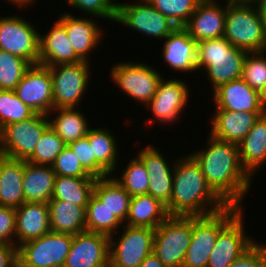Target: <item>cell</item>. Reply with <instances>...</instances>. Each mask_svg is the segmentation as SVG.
Returning <instances> with one entry per match:
<instances>
[{
  "label": "cell",
  "mask_w": 266,
  "mask_h": 267,
  "mask_svg": "<svg viewBox=\"0 0 266 267\" xmlns=\"http://www.w3.org/2000/svg\"><path fill=\"white\" fill-rule=\"evenodd\" d=\"M207 147L190 155L200 165L208 185L228 205L241 207L252 178L243 169L237 144L210 135ZM209 145V147H208Z\"/></svg>",
  "instance_id": "6da1fadb"
},
{
  "label": "cell",
  "mask_w": 266,
  "mask_h": 267,
  "mask_svg": "<svg viewBox=\"0 0 266 267\" xmlns=\"http://www.w3.org/2000/svg\"><path fill=\"white\" fill-rule=\"evenodd\" d=\"M185 157L173 162L172 195L168 215L208 216L228 207L208 185L196 160L191 155Z\"/></svg>",
  "instance_id": "7a4b0ae2"
},
{
  "label": "cell",
  "mask_w": 266,
  "mask_h": 267,
  "mask_svg": "<svg viewBox=\"0 0 266 267\" xmlns=\"http://www.w3.org/2000/svg\"><path fill=\"white\" fill-rule=\"evenodd\" d=\"M225 6L224 38L248 53L266 52V35L256 2L228 0Z\"/></svg>",
  "instance_id": "3957f363"
},
{
  "label": "cell",
  "mask_w": 266,
  "mask_h": 267,
  "mask_svg": "<svg viewBox=\"0 0 266 267\" xmlns=\"http://www.w3.org/2000/svg\"><path fill=\"white\" fill-rule=\"evenodd\" d=\"M248 52L232 46L224 36L197 43L196 68L208 73L213 92L221 85L242 77Z\"/></svg>",
  "instance_id": "277c9868"
},
{
  "label": "cell",
  "mask_w": 266,
  "mask_h": 267,
  "mask_svg": "<svg viewBox=\"0 0 266 267\" xmlns=\"http://www.w3.org/2000/svg\"><path fill=\"white\" fill-rule=\"evenodd\" d=\"M241 210L242 208L238 206H228L224 210L212 215L193 216L192 238L182 267H207L219 232Z\"/></svg>",
  "instance_id": "5b68a950"
},
{
  "label": "cell",
  "mask_w": 266,
  "mask_h": 267,
  "mask_svg": "<svg viewBox=\"0 0 266 267\" xmlns=\"http://www.w3.org/2000/svg\"><path fill=\"white\" fill-rule=\"evenodd\" d=\"M192 232L193 216H169L155 229L153 253L165 267H182Z\"/></svg>",
  "instance_id": "8992f818"
},
{
  "label": "cell",
  "mask_w": 266,
  "mask_h": 267,
  "mask_svg": "<svg viewBox=\"0 0 266 267\" xmlns=\"http://www.w3.org/2000/svg\"><path fill=\"white\" fill-rule=\"evenodd\" d=\"M47 117L48 115L36 113L27 120L4 126L0 130V154L26 161L33 154L43 132L49 127Z\"/></svg>",
  "instance_id": "52a82bcc"
},
{
  "label": "cell",
  "mask_w": 266,
  "mask_h": 267,
  "mask_svg": "<svg viewBox=\"0 0 266 267\" xmlns=\"http://www.w3.org/2000/svg\"><path fill=\"white\" fill-rule=\"evenodd\" d=\"M73 235L49 231L18 247V262L23 267H64Z\"/></svg>",
  "instance_id": "ba28073f"
},
{
  "label": "cell",
  "mask_w": 266,
  "mask_h": 267,
  "mask_svg": "<svg viewBox=\"0 0 266 267\" xmlns=\"http://www.w3.org/2000/svg\"><path fill=\"white\" fill-rule=\"evenodd\" d=\"M119 241L109 236V264L113 267H139L146 257L153 252L155 229L148 227L127 226Z\"/></svg>",
  "instance_id": "9c48e42d"
},
{
  "label": "cell",
  "mask_w": 266,
  "mask_h": 267,
  "mask_svg": "<svg viewBox=\"0 0 266 267\" xmlns=\"http://www.w3.org/2000/svg\"><path fill=\"white\" fill-rule=\"evenodd\" d=\"M52 76L54 108H75L89 82V63L58 64L48 67Z\"/></svg>",
  "instance_id": "30bf717a"
},
{
  "label": "cell",
  "mask_w": 266,
  "mask_h": 267,
  "mask_svg": "<svg viewBox=\"0 0 266 267\" xmlns=\"http://www.w3.org/2000/svg\"><path fill=\"white\" fill-rule=\"evenodd\" d=\"M157 71L145 63L123 62L112 67L110 76L128 97L147 105L154 97L157 85L163 77Z\"/></svg>",
  "instance_id": "8fae6325"
},
{
  "label": "cell",
  "mask_w": 266,
  "mask_h": 267,
  "mask_svg": "<svg viewBox=\"0 0 266 267\" xmlns=\"http://www.w3.org/2000/svg\"><path fill=\"white\" fill-rule=\"evenodd\" d=\"M40 34L22 17L0 18V50L20 56L31 65L39 64Z\"/></svg>",
  "instance_id": "7c38bea8"
},
{
  "label": "cell",
  "mask_w": 266,
  "mask_h": 267,
  "mask_svg": "<svg viewBox=\"0 0 266 267\" xmlns=\"http://www.w3.org/2000/svg\"><path fill=\"white\" fill-rule=\"evenodd\" d=\"M115 22L158 39H165L177 28L169 18L162 15L147 0H138V4L118 2Z\"/></svg>",
  "instance_id": "4fadbf2b"
},
{
  "label": "cell",
  "mask_w": 266,
  "mask_h": 267,
  "mask_svg": "<svg viewBox=\"0 0 266 267\" xmlns=\"http://www.w3.org/2000/svg\"><path fill=\"white\" fill-rule=\"evenodd\" d=\"M14 91L36 113L50 116L54 109L52 76L46 66L31 65Z\"/></svg>",
  "instance_id": "5bb4252c"
},
{
  "label": "cell",
  "mask_w": 266,
  "mask_h": 267,
  "mask_svg": "<svg viewBox=\"0 0 266 267\" xmlns=\"http://www.w3.org/2000/svg\"><path fill=\"white\" fill-rule=\"evenodd\" d=\"M242 210L219 232L207 267H229L255 241L243 229Z\"/></svg>",
  "instance_id": "9a60e30c"
},
{
  "label": "cell",
  "mask_w": 266,
  "mask_h": 267,
  "mask_svg": "<svg viewBox=\"0 0 266 267\" xmlns=\"http://www.w3.org/2000/svg\"><path fill=\"white\" fill-rule=\"evenodd\" d=\"M109 256L108 235L83 231L73 236L64 267H107Z\"/></svg>",
  "instance_id": "2e32d148"
},
{
  "label": "cell",
  "mask_w": 266,
  "mask_h": 267,
  "mask_svg": "<svg viewBox=\"0 0 266 267\" xmlns=\"http://www.w3.org/2000/svg\"><path fill=\"white\" fill-rule=\"evenodd\" d=\"M188 85L176 78L159 81L154 97L146 105L151 110L158 123H173L180 117L186 107L189 93ZM149 106V107H148Z\"/></svg>",
  "instance_id": "e0dca14e"
},
{
  "label": "cell",
  "mask_w": 266,
  "mask_h": 267,
  "mask_svg": "<svg viewBox=\"0 0 266 267\" xmlns=\"http://www.w3.org/2000/svg\"><path fill=\"white\" fill-rule=\"evenodd\" d=\"M226 7L217 0H201L183 28L198 43L224 36Z\"/></svg>",
  "instance_id": "ac0fdd59"
},
{
  "label": "cell",
  "mask_w": 266,
  "mask_h": 267,
  "mask_svg": "<svg viewBox=\"0 0 266 267\" xmlns=\"http://www.w3.org/2000/svg\"><path fill=\"white\" fill-rule=\"evenodd\" d=\"M157 150L155 147L148 145L137 156L142 160L148 171L149 187L147 194L164 204L167 212H169L174 165L170 167L160 150Z\"/></svg>",
  "instance_id": "d6986e66"
},
{
  "label": "cell",
  "mask_w": 266,
  "mask_h": 267,
  "mask_svg": "<svg viewBox=\"0 0 266 267\" xmlns=\"http://www.w3.org/2000/svg\"><path fill=\"white\" fill-rule=\"evenodd\" d=\"M211 119V136L229 143L239 144L264 112H239L216 109Z\"/></svg>",
  "instance_id": "ffe728a7"
},
{
  "label": "cell",
  "mask_w": 266,
  "mask_h": 267,
  "mask_svg": "<svg viewBox=\"0 0 266 267\" xmlns=\"http://www.w3.org/2000/svg\"><path fill=\"white\" fill-rule=\"evenodd\" d=\"M39 64L52 67L75 64L83 60L75 53L65 27L56 21L46 35L39 36Z\"/></svg>",
  "instance_id": "44dd1931"
},
{
  "label": "cell",
  "mask_w": 266,
  "mask_h": 267,
  "mask_svg": "<svg viewBox=\"0 0 266 267\" xmlns=\"http://www.w3.org/2000/svg\"><path fill=\"white\" fill-rule=\"evenodd\" d=\"M50 229L48 203L24 202L16 208V246L40 238ZM18 244V245H17Z\"/></svg>",
  "instance_id": "7402d4cb"
},
{
  "label": "cell",
  "mask_w": 266,
  "mask_h": 267,
  "mask_svg": "<svg viewBox=\"0 0 266 267\" xmlns=\"http://www.w3.org/2000/svg\"><path fill=\"white\" fill-rule=\"evenodd\" d=\"M216 109L239 112H263L259 91L251 88L242 78L221 85L213 92Z\"/></svg>",
  "instance_id": "603a6c76"
},
{
  "label": "cell",
  "mask_w": 266,
  "mask_h": 267,
  "mask_svg": "<svg viewBox=\"0 0 266 267\" xmlns=\"http://www.w3.org/2000/svg\"><path fill=\"white\" fill-rule=\"evenodd\" d=\"M163 46V58L167 65L181 72H193L196 68L197 42L183 27H177L167 36Z\"/></svg>",
  "instance_id": "cb8c5ba5"
},
{
  "label": "cell",
  "mask_w": 266,
  "mask_h": 267,
  "mask_svg": "<svg viewBox=\"0 0 266 267\" xmlns=\"http://www.w3.org/2000/svg\"><path fill=\"white\" fill-rule=\"evenodd\" d=\"M93 19L76 18L65 12L58 21L65 27L75 53L83 60L88 61L90 52L97 48L101 41L102 31ZM94 48V49H93Z\"/></svg>",
  "instance_id": "d4e9b609"
},
{
  "label": "cell",
  "mask_w": 266,
  "mask_h": 267,
  "mask_svg": "<svg viewBox=\"0 0 266 267\" xmlns=\"http://www.w3.org/2000/svg\"><path fill=\"white\" fill-rule=\"evenodd\" d=\"M56 174L49 165L23 160V193L25 202L48 203L53 195Z\"/></svg>",
  "instance_id": "484cf974"
},
{
  "label": "cell",
  "mask_w": 266,
  "mask_h": 267,
  "mask_svg": "<svg viewBox=\"0 0 266 267\" xmlns=\"http://www.w3.org/2000/svg\"><path fill=\"white\" fill-rule=\"evenodd\" d=\"M238 147L241 165L252 177L266 161V113L259 117Z\"/></svg>",
  "instance_id": "4316f807"
},
{
  "label": "cell",
  "mask_w": 266,
  "mask_h": 267,
  "mask_svg": "<svg viewBox=\"0 0 266 267\" xmlns=\"http://www.w3.org/2000/svg\"><path fill=\"white\" fill-rule=\"evenodd\" d=\"M23 160L0 154V205L18 208L24 202Z\"/></svg>",
  "instance_id": "83f0119b"
},
{
  "label": "cell",
  "mask_w": 266,
  "mask_h": 267,
  "mask_svg": "<svg viewBox=\"0 0 266 267\" xmlns=\"http://www.w3.org/2000/svg\"><path fill=\"white\" fill-rule=\"evenodd\" d=\"M48 206L51 231L73 236L86 231V207L59 199H51Z\"/></svg>",
  "instance_id": "f1b7e54d"
},
{
  "label": "cell",
  "mask_w": 266,
  "mask_h": 267,
  "mask_svg": "<svg viewBox=\"0 0 266 267\" xmlns=\"http://www.w3.org/2000/svg\"><path fill=\"white\" fill-rule=\"evenodd\" d=\"M87 137L96 157V178L111 176L118 167L116 164L119 159L113 133L106 128H90Z\"/></svg>",
  "instance_id": "f546056e"
},
{
  "label": "cell",
  "mask_w": 266,
  "mask_h": 267,
  "mask_svg": "<svg viewBox=\"0 0 266 267\" xmlns=\"http://www.w3.org/2000/svg\"><path fill=\"white\" fill-rule=\"evenodd\" d=\"M168 217L164 204L150 194H142L131 198L126 225L156 229Z\"/></svg>",
  "instance_id": "4dcf8cb0"
},
{
  "label": "cell",
  "mask_w": 266,
  "mask_h": 267,
  "mask_svg": "<svg viewBox=\"0 0 266 267\" xmlns=\"http://www.w3.org/2000/svg\"><path fill=\"white\" fill-rule=\"evenodd\" d=\"M93 193L122 223H126L132 197L113 176L96 179Z\"/></svg>",
  "instance_id": "1f68e13d"
},
{
  "label": "cell",
  "mask_w": 266,
  "mask_h": 267,
  "mask_svg": "<svg viewBox=\"0 0 266 267\" xmlns=\"http://www.w3.org/2000/svg\"><path fill=\"white\" fill-rule=\"evenodd\" d=\"M76 108H54L57 111L55 119H49V126L57 133L66 145L87 136L89 124L84 114Z\"/></svg>",
  "instance_id": "d6a6232c"
},
{
  "label": "cell",
  "mask_w": 266,
  "mask_h": 267,
  "mask_svg": "<svg viewBox=\"0 0 266 267\" xmlns=\"http://www.w3.org/2000/svg\"><path fill=\"white\" fill-rule=\"evenodd\" d=\"M97 178L68 177L56 175L51 199L66 200L75 205L86 207L93 194Z\"/></svg>",
  "instance_id": "836d02e7"
},
{
  "label": "cell",
  "mask_w": 266,
  "mask_h": 267,
  "mask_svg": "<svg viewBox=\"0 0 266 267\" xmlns=\"http://www.w3.org/2000/svg\"><path fill=\"white\" fill-rule=\"evenodd\" d=\"M123 223L93 193L86 206V231L114 235Z\"/></svg>",
  "instance_id": "e575fe53"
},
{
  "label": "cell",
  "mask_w": 266,
  "mask_h": 267,
  "mask_svg": "<svg viewBox=\"0 0 266 267\" xmlns=\"http://www.w3.org/2000/svg\"><path fill=\"white\" fill-rule=\"evenodd\" d=\"M36 112L24 104L14 90H0V130L8 125L27 120Z\"/></svg>",
  "instance_id": "d590c367"
},
{
  "label": "cell",
  "mask_w": 266,
  "mask_h": 267,
  "mask_svg": "<svg viewBox=\"0 0 266 267\" xmlns=\"http://www.w3.org/2000/svg\"><path fill=\"white\" fill-rule=\"evenodd\" d=\"M30 67L22 57L0 50V90H15Z\"/></svg>",
  "instance_id": "8d00e7d4"
},
{
  "label": "cell",
  "mask_w": 266,
  "mask_h": 267,
  "mask_svg": "<svg viewBox=\"0 0 266 267\" xmlns=\"http://www.w3.org/2000/svg\"><path fill=\"white\" fill-rule=\"evenodd\" d=\"M121 177H114L131 197L147 194L149 187L148 171L142 160L136 156L127 164Z\"/></svg>",
  "instance_id": "74e56055"
},
{
  "label": "cell",
  "mask_w": 266,
  "mask_h": 267,
  "mask_svg": "<svg viewBox=\"0 0 266 267\" xmlns=\"http://www.w3.org/2000/svg\"><path fill=\"white\" fill-rule=\"evenodd\" d=\"M65 147L64 141L49 126L37 142L33 154L26 161L36 165L51 166Z\"/></svg>",
  "instance_id": "f35d334b"
},
{
  "label": "cell",
  "mask_w": 266,
  "mask_h": 267,
  "mask_svg": "<svg viewBox=\"0 0 266 267\" xmlns=\"http://www.w3.org/2000/svg\"><path fill=\"white\" fill-rule=\"evenodd\" d=\"M177 27H183L201 0H147Z\"/></svg>",
  "instance_id": "ab89813d"
},
{
  "label": "cell",
  "mask_w": 266,
  "mask_h": 267,
  "mask_svg": "<svg viewBox=\"0 0 266 267\" xmlns=\"http://www.w3.org/2000/svg\"><path fill=\"white\" fill-rule=\"evenodd\" d=\"M263 52L247 53L242 70V79L259 91L266 84V56Z\"/></svg>",
  "instance_id": "60d3db41"
},
{
  "label": "cell",
  "mask_w": 266,
  "mask_h": 267,
  "mask_svg": "<svg viewBox=\"0 0 266 267\" xmlns=\"http://www.w3.org/2000/svg\"><path fill=\"white\" fill-rule=\"evenodd\" d=\"M56 175L68 177H92L82 166L75 153L66 145L51 165Z\"/></svg>",
  "instance_id": "b9f144b4"
},
{
  "label": "cell",
  "mask_w": 266,
  "mask_h": 267,
  "mask_svg": "<svg viewBox=\"0 0 266 267\" xmlns=\"http://www.w3.org/2000/svg\"><path fill=\"white\" fill-rule=\"evenodd\" d=\"M68 5L95 17L116 21L118 3L113 0H66Z\"/></svg>",
  "instance_id": "7bdbcfd3"
},
{
  "label": "cell",
  "mask_w": 266,
  "mask_h": 267,
  "mask_svg": "<svg viewBox=\"0 0 266 267\" xmlns=\"http://www.w3.org/2000/svg\"><path fill=\"white\" fill-rule=\"evenodd\" d=\"M80 160L83 168L96 178V157L93 153L89 138L86 136L67 145Z\"/></svg>",
  "instance_id": "ee69618b"
},
{
  "label": "cell",
  "mask_w": 266,
  "mask_h": 267,
  "mask_svg": "<svg viewBox=\"0 0 266 267\" xmlns=\"http://www.w3.org/2000/svg\"><path fill=\"white\" fill-rule=\"evenodd\" d=\"M16 209L0 205V243L16 246Z\"/></svg>",
  "instance_id": "f6af8a7d"
},
{
  "label": "cell",
  "mask_w": 266,
  "mask_h": 267,
  "mask_svg": "<svg viewBox=\"0 0 266 267\" xmlns=\"http://www.w3.org/2000/svg\"><path fill=\"white\" fill-rule=\"evenodd\" d=\"M229 267H266V246L255 242Z\"/></svg>",
  "instance_id": "bcb514c9"
},
{
  "label": "cell",
  "mask_w": 266,
  "mask_h": 267,
  "mask_svg": "<svg viewBox=\"0 0 266 267\" xmlns=\"http://www.w3.org/2000/svg\"><path fill=\"white\" fill-rule=\"evenodd\" d=\"M18 262V247L0 243V267H12Z\"/></svg>",
  "instance_id": "7dc6e473"
},
{
  "label": "cell",
  "mask_w": 266,
  "mask_h": 267,
  "mask_svg": "<svg viewBox=\"0 0 266 267\" xmlns=\"http://www.w3.org/2000/svg\"><path fill=\"white\" fill-rule=\"evenodd\" d=\"M139 267H165L158 257L152 252Z\"/></svg>",
  "instance_id": "c3c4849f"
},
{
  "label": "cell",
  "mask_w": 266,
  "mask_h": 267,
  "mask_svg": "<svg viewBox=\"0 0 266 267\" xmlns=\"http://www.w3.org/2000/svg\"><path fill=\"white\" fill-rule=\"evenodd\" d=\"M256 5L258 7L261 19H262V23H263V28H264V32L266 35V0H256Z\"/></svg>",
  "instance_id": "681fc988"
},
{
  "label": "cell",
  "mask_w": 266,
  "mask_h": 267,
  "mask_svg": "<svg viewBox=\"0 0 266 267\" xmlns=\"http://www.w3.org/2000/svg\"><path fill=\"white\" fill-rule=\"evenodd\" d=\"M259 101L263 112L266 113V84L259 90Z\"/></svg>",
  "instance_id": "f907efd6"
},
{
  "label": "cell",
  "mask_w": 266,
  "mask_h": 267,
  "mask_svg": "<svg viewBox=\"0 0 266 267\" xmlns=\"http://www.w3.org/2000/svg\"><path fill=\"white\" fill-rule=\"evenodd\" d=\"M17 4L18 7L21 8L23 6H27L29 4H33L32 2H34L33 0H14Z\"/></svg>",
  "instance_id": "816d5d0a"
},
{
  "label": "cell",
  "mask_w": 266,
  "mask_h": 267,
  "mask_svg": "<svg viewBox=\"0 0 266 267\" xmlns=\"http://www.w3.org/2000/svg\"><path fill=\"white\" fill-rule=\"evenodd\" d=\"M12 267H23L19 262H17L15 265H13Z\"/></svg>",
  "instance_id": "f5cc1de1"
},
{
  "label": "cell",
  "mask_w": 266,
  "mask_h": 267,
  "mask_svg": "<svg viewBox=\"0 0 266 267\" xmlns=\"http://www.w3.org/2000/svg\"><path fill=\"white\" fill-rule=\"evenodd\" d=\"M8 2H12V4H15V6L18 5L14 0H9Z\"/></svg>",
  "instance_id": "db71d44e"
}]
</instances>
